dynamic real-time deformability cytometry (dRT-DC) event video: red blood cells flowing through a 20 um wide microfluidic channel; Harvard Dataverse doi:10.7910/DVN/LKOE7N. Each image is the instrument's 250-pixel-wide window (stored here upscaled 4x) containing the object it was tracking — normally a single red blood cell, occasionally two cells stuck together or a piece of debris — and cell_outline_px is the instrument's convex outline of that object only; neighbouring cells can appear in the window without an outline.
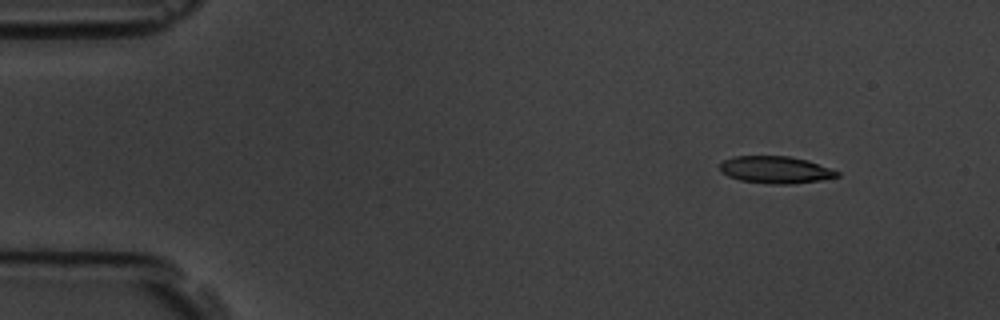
{"species": "common noctule bat (a hibernating species)", "species_latin": "Nyctalus noctula", "temperature_condition": "room temperature", "stored_images_in_passage": 5, "camera_frame_rate_fps": 3000, "um_per_image_px": 0.085, "animal": {"sex": "male", "body_mass_g": 19.5, "forearm_length_mm": 54.6}, "frame": {"image": 1, "passage_image": 2, "time_ms": 1.333, "image_size_px": [1000, 320], "cell_outline_px": [[840, 176], [820, 180], [792, 184], [772, 184], [740, 180], [728, 176], [720, 172], [720, 164], [724, 160], [736, 156], [788, 156], [808, 160], [840, 172]], "centroid_in_image_um": [65.92, 14.43], "position_along_channel_um": 19.1, "area_um2": 18.5}}